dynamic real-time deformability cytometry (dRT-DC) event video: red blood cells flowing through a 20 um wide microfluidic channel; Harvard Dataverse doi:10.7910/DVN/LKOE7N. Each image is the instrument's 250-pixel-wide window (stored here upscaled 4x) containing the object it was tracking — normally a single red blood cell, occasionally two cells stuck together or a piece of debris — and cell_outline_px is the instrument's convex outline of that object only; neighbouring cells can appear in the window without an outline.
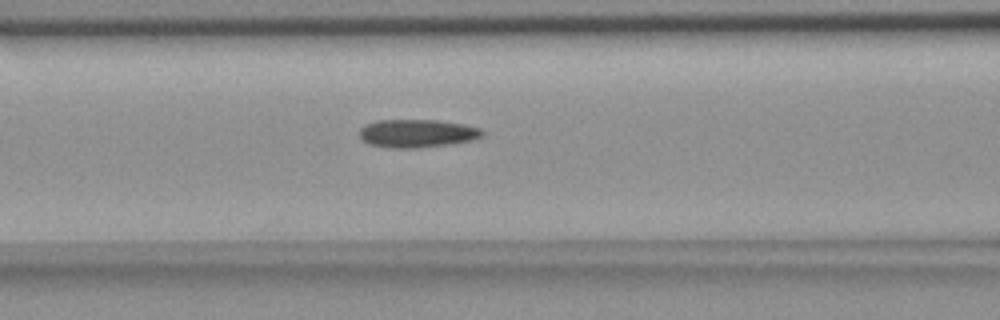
{"species": "common noctule bat (a hibernating species)", "species_latin": "Nyctalus noctula", "temperature_condition": "room temperature", "stored_images_in_passage": 56, "camera_frame_rate_fps": 3000, "um_per_image_px": 0.085, "animal": {"sex": "female", "body_mass_g": 18.4}, "frame": {"image": 1, "passage_image": 23, "time_ms": 7.333, "image_size_px": [1000, 320], "cell_outline_px": [[484, 136], [452, 144], [420, 148], [392, 148], [368, 144], [360, 136], [360, 128], [364, 124], [376, 120], [436, 120], [464, 124], [480, 128], [484, 132]], "centroid_in_image_um": [35.44, 11.33], "position_along_channel_um": 131.2, "area_um2": 20.23}}
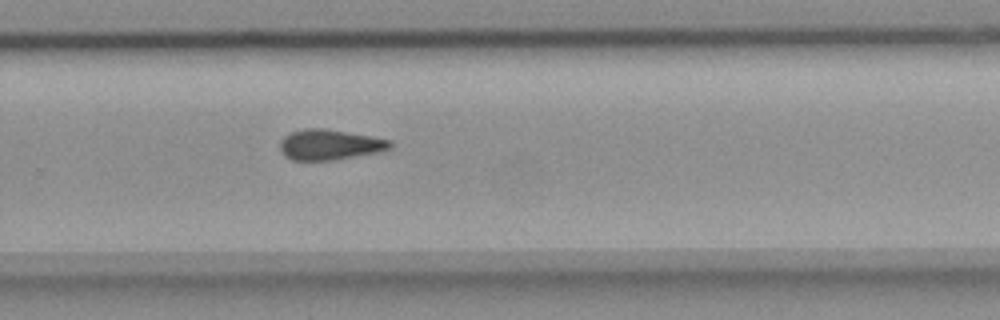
{"frame": {"image": 2, "passage_image": 37, "time_ms": 12.0, "image_size_px": [1000, 320], "cell_outline_px": [[392, 148], [380, 152], [332, 160], [292, 160], [284, 156], [280, 152], [280, 140], [288, 132], [304, 128], [324, 128], [372, 136], [392, 140]], "centroid_in_image_um": [28.01, 12.29], "position_along_channel_um": 301.8, "area_um2": 19.83}}
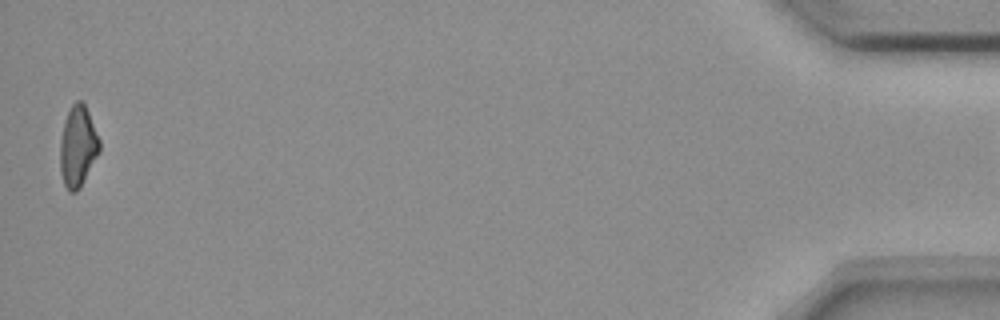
{"frame": {"image": 3, "passage_image": 55, "time_ms": 18.0, "image_size_px": [1000, 320], "cell_outline_px": [[100, 152], [80, 188], [76, 192], [68, 192], [64, 184], [60, 172], [60, 140], [64, 124], [68, 112], [72, 104], [76, 100], [80, 100], [84, 104], [88, 112], [100, 140]], "centroid_in_image_um": [6.62, 12.48], "position_along_channel_um": 428.6, "area_um2": 18.55}}